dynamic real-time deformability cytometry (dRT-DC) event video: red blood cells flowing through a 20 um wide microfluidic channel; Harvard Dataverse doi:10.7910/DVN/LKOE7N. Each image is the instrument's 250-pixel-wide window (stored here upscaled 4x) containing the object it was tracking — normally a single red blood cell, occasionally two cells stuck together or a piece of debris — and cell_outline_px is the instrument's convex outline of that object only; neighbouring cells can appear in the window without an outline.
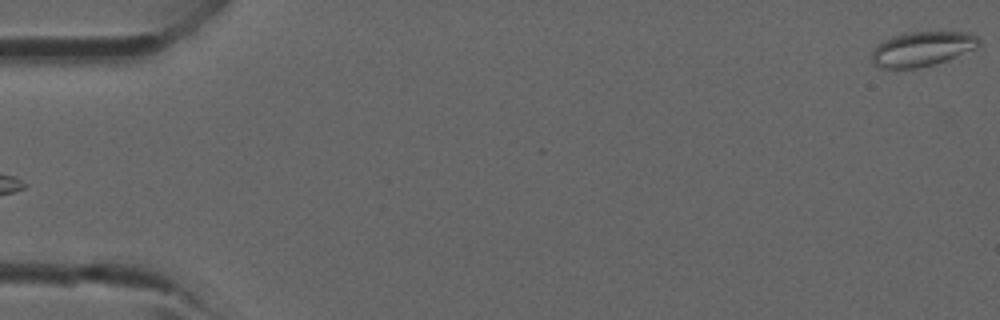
{"species": "common noctule bat (a hibernating species)", "species_latin": "Nyctalus noctula", "temperature_condition": "room temperature", "stored_images_in_passage": 5, "camera_frame_rate_fps": 3000, "um_per_image_px": 0.085, "animal": {"sex": "male", "forearm_length_mm": 52.5}, "frame": {"image": 1, "passage_image": 1, "time_ms": 0.0, "image_size_px": [1000, 320], "cell_outline_px": [[980, 44], [976, 48], [944, 60], [920, 68], [880, 68], [872, 60], [872, 52], [884, 40], [892, 36], [904, 32], [968, 32], [976, 36], [980, 40]], "centroid_in_image_um": [78.38, 4.14], "position_along_channel_um": 6.6, "area_um2": 21.27}}